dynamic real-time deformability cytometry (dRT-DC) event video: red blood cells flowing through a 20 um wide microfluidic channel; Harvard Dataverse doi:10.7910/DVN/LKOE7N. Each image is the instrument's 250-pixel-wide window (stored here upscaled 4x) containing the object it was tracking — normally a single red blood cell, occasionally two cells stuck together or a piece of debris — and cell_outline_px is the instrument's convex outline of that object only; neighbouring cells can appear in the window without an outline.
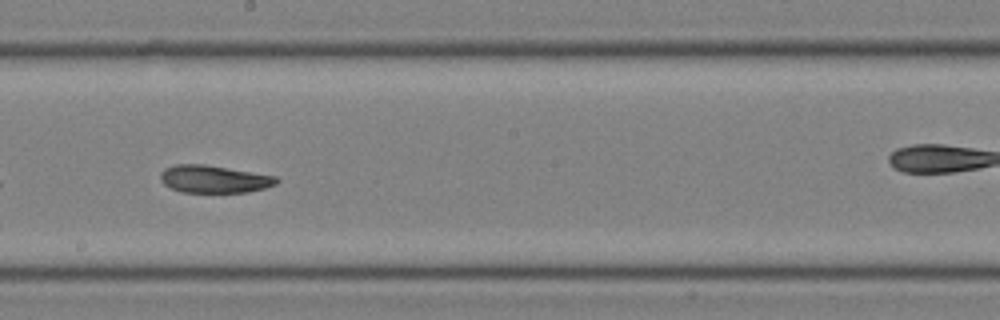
{"species": "common noctule bat (a hibernating species)", "species_latin": "Nyctalus noctula", "temperature_condition": "room temperature", "stored_images_in_passage": 29, "camera_frame_rate_fps": 3000, "um_per_image_px": 0.085, "animal": {"sex": "male", "body_mass_g": 19.0, "forearm_length_mm": 50.8}, "frame": {"image": 1, "passage_image": 17, "time_ms": 5.333, "image_size_px": [1000, 320], "cell_outline_px": [[280, 180], [276, 184], [264, 188], [248, 192], [180, 192], [164, 184], [160, 180], [160, 172], [164, 168], [176, 164], [204, 164], [276, 176]], "centroid_in_image_um": [18.17, 15.22], "position_along_channel_um": 230.0, "area_um2": 18.61}}
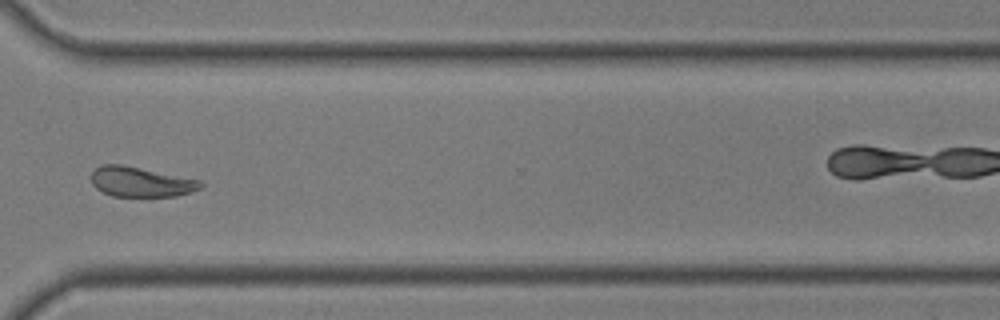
{"frame": {"image": 2, "passage_image": 25, "time_ms": 8.0, "image_size_px": [1000, 320], "cell_outline_px": [[204, 184], [200, 188], [192, 192], [176, 196], [112, 196], [96, 188], [92, 184], [92, 172], [100, 164], [120, 164], [200, 180]], "centroid_in_image_um": [11.96, 15.46], "position_along_channel_um": 358.6, "area_um2": 18.9}}